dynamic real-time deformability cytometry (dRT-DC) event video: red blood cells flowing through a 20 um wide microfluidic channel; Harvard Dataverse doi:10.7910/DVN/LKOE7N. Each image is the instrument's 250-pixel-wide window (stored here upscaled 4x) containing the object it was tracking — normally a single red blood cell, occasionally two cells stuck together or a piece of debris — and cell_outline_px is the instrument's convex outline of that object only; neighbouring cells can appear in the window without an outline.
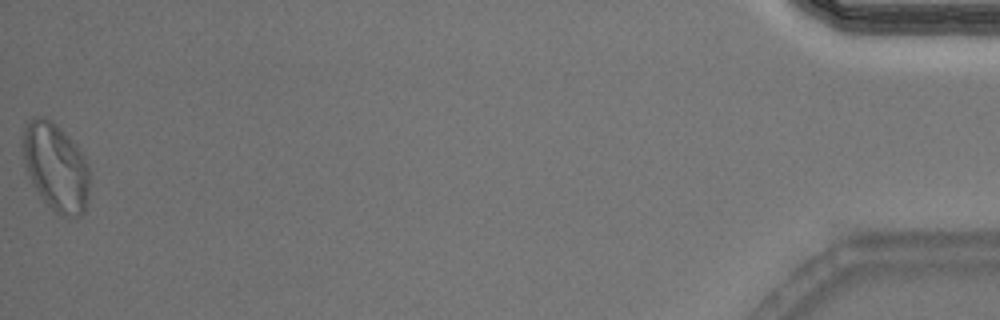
{"species": "Egyptian fruit bat (a non-hibernating species)", "species_latin": "Rousettus aegyptiacus", "temperature_condition": "warm", "stored_images_in_passage": 35, "segment_of_instrument_passage": [2, 2], "camera_frame_rate_fps": 3000, "um_per_image_px": 0.085, "animal": {"sex": "male"}, "frame": {"image": 1, "passage_image": 35, "time_ms": 11.333, "image_size_px": [1000, 320], "cell_outline_px": [[88, 196], [84, 212], [80, 216], [68, 220], [56, 212], [44, 200], [32, 184], [24, 164], [20, 144], [20, 140], [24, 128], [28, 120], [32, 116], [44, 116], [60, 128], [76, 144], [84, 156], [88, 168]], "centroid_in_image_um": [4.7, 14.18], "position_along_channel_um": 430.5, "area_um2": 34.62}}